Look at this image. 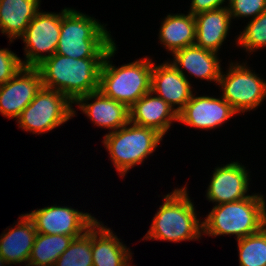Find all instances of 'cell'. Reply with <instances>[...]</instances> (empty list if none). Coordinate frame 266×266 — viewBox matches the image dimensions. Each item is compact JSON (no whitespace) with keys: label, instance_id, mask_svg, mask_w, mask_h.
<instances>
[{"label":"cell","instance_id":"obj_1","mask_svg":"<svg viewBox=\"0 0 266 266\" xmlns=\"http://www.w3.org/2000/svg\"><path fill=\"white\" fill-rule=\"evenodd\" d=\"M103 60L74 59L55 53L36 68L41 75L42 87L57 90L74 103L81 96L99 90Z\"/></svg>","mask_w":266,"mask_h":266},{"label":"cell","instance_id":"obj_2","mask_svg":"<svg viewBox=\"0 0 266 266\" xmlns=\"http://www.w3.org/2000/svg\"><path fill=\"white\" fill-rule=\"evenodd\" d=\"M94 17L75 9L61 10V29L56 53L74 59L104 58L115 43L111 34Z\"/></svg>","mask_w":266,"mask_h":266},{"label":"cell","instance_id":"obj_3","mask_svg":"<svg viewBox=\"0 0 266 266\" xmlns=\"http://www.w3.org/2000/svg\"><path fill=\"white\" fill-rule=\"evenodd\" d=\"M163 201L143 240L179 243L201 239L203 223L197 217L194 203L188 196L187 186L176 188L164 195Z\"/></svg>","mask_w":266,"mask_h":266},{"label":"cell","instance_id":"obj_4","mask_svg":"<svg viewBox=\"0 0 266 266\" xmlns=\"http://www.w3.org/2000/svg\"><path fill=\"white\" fill-rule=\"evenodd\" d=\"M206 216L203 235H235L237 241L266 225V201L262 194L253 193L246 199L217 204Z\"/></svg>","mask_w":266,"mask_h":266},{"label":"cell","instance_id":"obj_5","mask_svg":"<svg viewBox=\"0 0 266 266\" xmlns=\"http://www.w3.org/2000/svg\"><path fill=\"white\" fill-rule=\"evenodd\" d=\"M117 51L114 43L107 51L100 70L99 90L107 97L126 104L129 108L151 91L153 61L145 56L120 67L112 64Z\"/></svg>","mask_w":266,"mask_h":266},{"label":"cell","instance_id":"obj_6","mask_svg":"<svg viewBox=\"0 0 266 266\" xmlns=\"http://www.w3.org/2000/svg\"><path fill=\"white\" fill-rule=\"evenodd\" d=\"M163 136L152 128L130 121L112 133H106L102 143L121 177L131 168L142 164L156 150Z\"/></svg>","mask_w":266,"mask_h":266},{"label":"cell","instance_id":"obj_7","mask_svg":"<svg viewBox=\"0 0 266 266\" xmlns=\"http://www.w3.org/2000/svg\"><path fill=\"white\" fill-rule=\"evenodd\" d=\"M73 103L57 90L41 87L16 122L22 130L44 134L63 125L76 115Z\"/></svg>","mask_w":266,"mask_h":266},{"label":"cell","instance_id":"obj_8","mask_svg":"<svg viewBox=\"0 0 266 266\" xmlns=\"http://www.w3.org/2000/svg\"><path fill=\"white\" fill-rule=\"evenodd\" d=\"M229 64L227 73L221 72L217 84L222 90L221 97L238 114L258 108L266 99V80L248 68L247 62Z\"/></svg>","mask_w":266,"mask_h":266},{"label":"cell","instance_id":"obj_9","mask_svg":"<svg viewBox=\"0 0 266 266\" xmlns=\"http://www.w3.org/2000/svg\"><path fill=\"white\" fill-rule=\"evenodd\" d=\"M61 29V12L39 10L20 37L25 44L23 67H36L56 53ZM45 53V54H44Z\"/></svg>","mask_w":266,"mask_h":266},{"label":"cell","instance_id":"obj_10","mask_svg":"<svg viewBox=\"0 0 266 266\" xmlns=\"http://www.w3.org/2000/svg\"><path fill=\"white\" fill-rule=\"evenodd\" d=\"M26 214L37 233L48 235L81 236L97 221L90 213L56 204Z\"/></svg>","mask_w":266,"mask_h":266},{"label":"cell","instance_id":"obj_11","mask_svg":"<svg viewBox=\"0 0 266 266\" xmlns=\"http://www.w3.org/2000/svg\"><path fill=\"white\" fill-rule=\"evenodd\" d=\"M41 87L39 70L36 67H22L13 78L0 86V114L8 119H17Z\"/></svg>","mask_w":266,"mask_h":266},{"label":"cell","instance_id":"obj_12","mask_svg":"<svg viewBox=\"0 0 266 266\" xmlns=\"http://www.w3.org/2000/svg\"><path fill=\"white\" fill-rule=\"evenodd\" d=\"M238 114L232 106L220 98L192 95L184 108L178 113V122L193 128L211 130L227 123Z\"/></svg>","mask_w":266,"mask_h":266},{"label":"cell","instance_id":"obj_13","mask_svg":"<svg viewBox=\"0 0 266 266\" xmlns=\"http://www.w3.org/2000/svg\"><path fill=\"white\" fill-rule=\"evenodd\" d=\"M249 173L238 161L215 167L205 195L207 200L217 205L248 198Z\"/></svg>","mask_w":266,"mask_h":266},{"label":"cell","instance_id":"obj_14","mask_svg":"<svg viewBox=\"0 0 266 266\" xmlns=\"http://www.w3.org/2000/svg\"><path fill=\"white\" fill-rule=\"evenodd\" d=\"M73 104H76L95 126L108 129L109 133L130 121L129 107L105 96L100 90L81 96Z\"/></svg>","mask_w":266,"mask_h":266},{"label":"cell","instance_id":"obj_15","mask_svg":"<svg viewBox=\"0 0 266 266\" xmlns=\"http://www.w3.org/2000/svg\"><path fill=\"white\" fill-rule=\"evenodd\" d=\"M191 85L189 79L182 75L171 62L165 61L157 65L153 61L151 91L168 103L177 114L194 94Z\"/></svg>","mask_w":266,"mask_h":266},{"label":"cell","instance_id":"obj_16","mask_svg":"<svg viewBox=\"0 0 266 266\" xmlns=\"http://www.w3.org/2000/svg\"><path fill=\"white\" fill-rule=\"evenodd\" d=\"M130 122L152 128L163 137L170 130L172 122H178L177 112L152 91L143 95L130 108Z\"/></svg>","mask_w":266,"mask_h":266},{"label":"cell","instance_id":"obj_17","mask_svg":"<svg viewBox=\"0 0 266 266\" xmlns=\"http://www.w3.org/2000/svg\"><path fill=\"white\" fill-rule=\"evenodd\" d=\"M217 55L216 52L192 45L175 51L171 63L185 77H188L184 72L187 71L195 78L217 85L222 72L221 59Z\"/></svg>","mask_w":266,"mask_h":266},{"label":"cell","instance_id":"obj_18","mask_svg":"<svg viewBox=\"0 0 266 266\" xmlns=\"http://www.w3.org/2000/svg\"><path fill=\"white\" fill-rule=\"evenodd\" d=\"M36 235L37 231L31 219L27 214H21L17 224L13 228H6L0 235L1 256L10 266L23 265L29 261Z\"/></svg>","mask_w":266,"mask_h":266},{"label":"cell","instance_id":"obj_19","mask_svg":"<svg viewBox=\"0 0 266 266\" xmlns=\"http://www.w3.org/2000/svg\"><path fill=\"white\" fill-rule=\"evenodd\" d=\"M98 220L92 225L93 266H128L132 253L124 242Z\"/></svg>","mask_w":266,"mask_h":266},{"label":"cell","instance_id":"obj_20","mask_svg":"<svg viewBox=\"0 0 266 266\" xmlns=\"http://www.w3.org/2000/svg\"><path fill=\"white\" fill-rule=\"evenodd\" d=\"M196 22L195 45L218 53L230 32L231 16L227 7L194 15Z\"/></svg>","mask_w":266,"mask_h":266},{"label":"cell","instance_id":"obj_21","mask_svg":"<svg viewBox=\"0 0 266 266\" xmlns=\"http://www.w3.org/2000/svg\"><path fill=\"white\" fill-rule=\"evenodd\" d=\"M41 0H0V31L9 43L19 39L40 9Z\"/></svg>","mask_w":266,"mask_h":266},{"label":"cell","instance_id":"obj_22","mask_svg":"<svg viewBox=\"0 0 266 266\" xmlns=\"http://www.w3.org/2000/svg\"><path fill=\"white\" fill-rule=\"evenodd\" d=\"M159 41L173 54L175 51L195 45L196 22L194 15L168 14L159 28Z\"/></svg>","mask_w":266,"mask_h":266},{"label":"cell","instance_id":"obj_23","mask_svg":"<svg viewBox=\"0 0 266 266\" xmlns=\"http://www.w3.org/2000/svg\"><path fill=\"white\" fill-rule=\"evenodd\" d=\"M76 237L79 236L37 233L28 262L38 266H54Z\"/></svg>","mask_w":266,"mask_h":266},{"label":"cell","instance_id":"obj_24","mask_svg":"<svg viewBox=\"0 0 266 266\" xmlns=\"http://www.w3.org/2000/svg\"><path fill=\"white\" fill-rule=\"evenodd\" d=\"M239 266H266V225L254 234L237 240Z\"/></svg>","mask_w":266,"mask_h":266},{"label":"cell","instance_id":"obj_25","mask_svg":"<svg viewBox=\"0 0 266 266\" xmlns=\"http://www.w3.org/2000/svg\"><path fill=\"white\" fill-rule=\"evenodd\" d=\"M54 266H93L92 226L83 235L73 239Z\"/></svg>","mask_w":266,"mask_h":266},{"label":"cell","instance_id":"obj_26","mask_svg":"<svg viewBox=\"0 0 266 266\" xmlns=\"http://www.w3.org/2000/svg\"><path fill=\"white\" fill-rule=\"evenodd\" d=\"M240 35L236 36L237 46L251 53L266 47V10L255 19H249Z\"/></svg>","mask_w":266,"mask_h":266},{"label":"cell","instance_id":"obj_27","mask_svg":"<svg viewBox=\"0 0 266 266\" xmlns=\"http://www.w3.org/2000/svg\"><path fill=\"white\" fill-rule=\"evenodd\" d=\"M227 2L232 19L237 17L255 19L266 10V0H228Z\"/></svg>","mask_w":266,"mask_h":266},{"label":"cell","instance_id":"obj_28","mask_svg":"<svg viewBox=\"0 0 266 266\" xmlns=\"http://www.w3.org/2000/svg\"><path fill=\"white\" fill-rule=\"evenodd\" d=\"M23 67L21 58L8 48L0 49V86L13 78Z\"/></svg>","mask_w":266,"mask_h":266},{"label":"cell","instance_id":"obj_29","mask_svg":"<svg viewBox=\"0 0 266 266\" xmlns=\"http://www.w3.org/2000/svg\"><path fill=\"white\" fill-rule=\"evenodd\" d=\"M226 1L228 0H192L189 13L192 15H196L201 12L227 7V5H224V2Z\"/></svg>","mask_w":266,"mask_h":266},{"label":"cell","instance_id":"obj_30","mask_svg":"<svg viewBox=\"0 0 266 266\" xmlns=\"http://www.w3.org/2000/svg\"><path fill=\"white\" fill-rule=\"evenodd\" d=\"M9 264L4 260V258L0 254V266H8Z\"/></svg>","mask_w":266,"mask_h":266},{"label":"cell","instance_id":"obj_31","mask_svg":"<svg viewBox=\"0 0 266 266\" xmlns=\"http://www.w3.org/2000/svg\"><path fill=\"white\" fill-rule=\"evenodd\" d=\"M24 264H25V266H38V265L32 264V263H30V262H26V263H24Z\"/></svg>","mask_w":266,"mask_h":266}]
</instances>
